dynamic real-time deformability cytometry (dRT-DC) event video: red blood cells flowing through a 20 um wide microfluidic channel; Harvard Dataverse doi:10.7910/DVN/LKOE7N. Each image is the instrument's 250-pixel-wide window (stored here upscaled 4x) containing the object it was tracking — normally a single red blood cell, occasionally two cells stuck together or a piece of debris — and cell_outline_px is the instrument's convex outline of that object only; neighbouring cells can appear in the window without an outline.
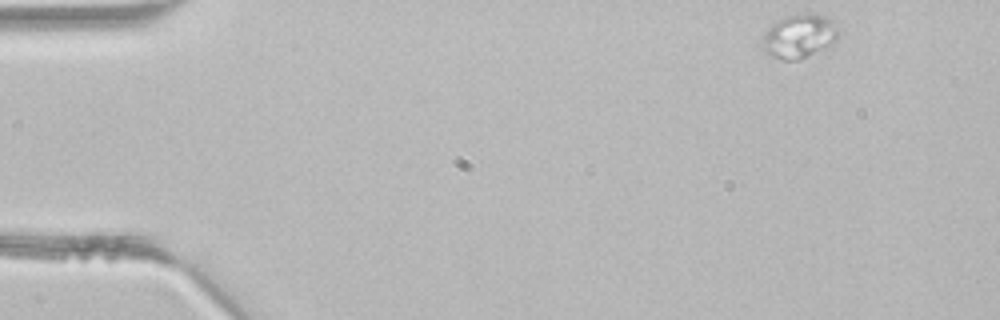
{"species": "common noctule bat (a hibernating species)", "species_latin": "Nyctalus noctula", "temperature_condition": "room temperature", "stored_images_in_passage": 2, "camera_frame_rate_fps": 3000, "um_per_image_px": 0.085, "animal": {"sex": "male", "body_mass_g": 21.5, "forearm_length_mm": 52.0}, "frame": {"image": 1, "passage_image": 1, "time_ms": 0.0, "image_size_px": [1000, 320], "cell_outline_px": [[840, 36], [832, 48], [800, 60], [780, 60], [764, 52], [760, 48], [760, 44], [764, 32], [768, 28], [784, 16], [808, 12], [824, 16], [832, 20], [840, 32]], "centroid_in_image_um": [67.97, 3.11], "position_along_channel_um": 17.0, "area_um2": 20.4}}